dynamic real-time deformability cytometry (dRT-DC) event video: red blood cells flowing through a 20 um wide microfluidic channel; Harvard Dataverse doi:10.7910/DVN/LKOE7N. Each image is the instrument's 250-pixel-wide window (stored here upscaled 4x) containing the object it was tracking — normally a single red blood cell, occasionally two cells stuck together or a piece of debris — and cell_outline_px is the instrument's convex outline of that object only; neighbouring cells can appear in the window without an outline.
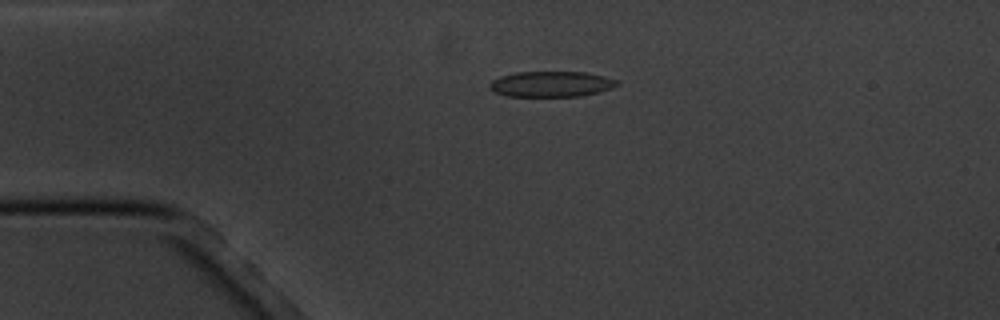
{"species": "common noctule bat (a hibernating species)", "species_latin": "Nyctalus noctula", "temperature_condition": "cold", "stored_images_in_passage": 5, "camera_frame_rate_fps": 3000, "um_per_image_px": 0.085, "animal": {"sex": "male", "body_mass_g": 20.1, "forearm_length_mm": 53.5}, "frame": {"image": 1, "passage_image": 4, "time_ms": 3.667, "image_size_px": [1000, 320], "cell_outline_px": [[620, 84], [612, 88], [580, 96], [504, 96], [496, 92], [488, 84], [492, 80], [500, 76], [516, 72], [584, 72], [604, 76], [616, 80]], "centroid_in_image_um": [46.84, 7.14], "position_along_channel_um": 38.2, "area_um2": 18.84}}